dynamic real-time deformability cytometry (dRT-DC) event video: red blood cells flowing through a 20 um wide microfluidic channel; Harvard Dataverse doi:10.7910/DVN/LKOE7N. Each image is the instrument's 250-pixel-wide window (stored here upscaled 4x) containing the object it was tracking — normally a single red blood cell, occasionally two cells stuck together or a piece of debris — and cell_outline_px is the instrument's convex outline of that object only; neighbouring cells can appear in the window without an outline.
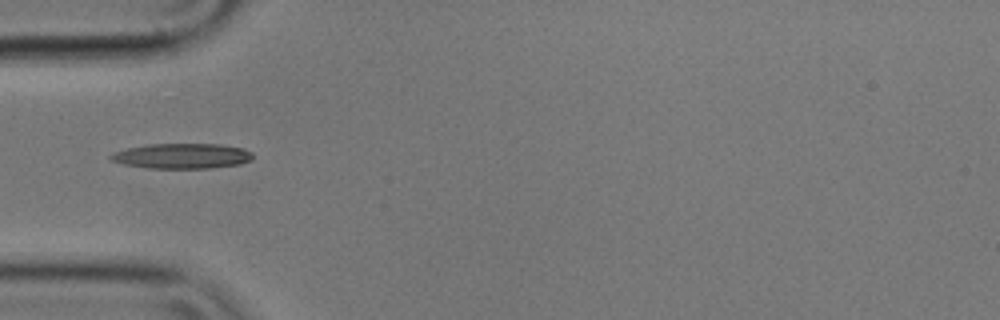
{"species": "common noctule bat (a hibernating species)", "species_latin": "Nyctalus noctula", "temperature_condition": "cold", "stored_images_in_passage": 16, "camera_frame_rate_fps": 3000, "um_per_image_px": 0.085, "animal": {"sex": "male", "body_mass_g": 17.9}, "frame": {"image": 1, "passage_image": 1, "time_ms": 0.0, "image_size_px": [1000, 320], "cell_outline_px": [[252, 160], [240, 164], [212, 168], [148, 168], [124, 164], [112, 160], [108, 156], [116, 152], [128, 148], [148, 144], [220, 144], [244, 148], [252, 152]], "centroid_in_image_um": [15.52, 13.26], "position_along_channel_um": 69.5, "area_um2": 20.81}}
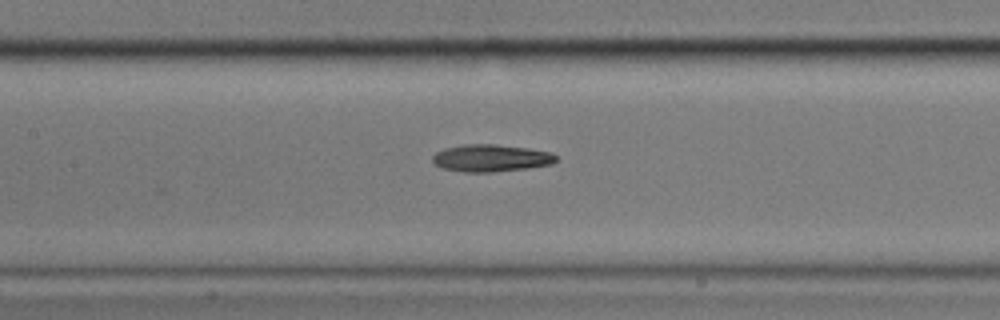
{"frame": {"image": 2, "passage_image": 9, "time_ms": 2.667, "image_size_px": [1000, 320], "cell_outline_px": [[556, 160], [552, 164], [528, 168], [492, 172], [464, 172], [440, 168], [432, 164], [432, 156], [436, 152], [444, 148], [464, 144], [496, 144], [528, 148], [552, 152], [556, 156]], "centroid_in_image_um": [41.69, 13.43], "position_along_channel_um": 165.7, "area_um2": 19.83}}
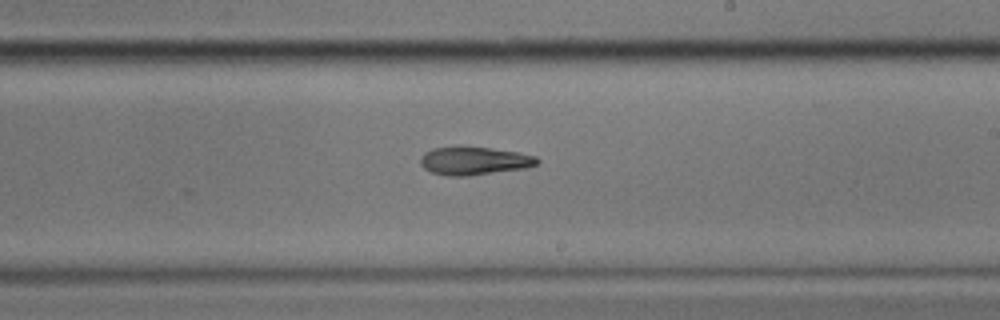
{"frame": {"image": 3, "passage_image": 16, "time_ms": 5.0, "image_size_px": [1000, 320], "cell_outline_px": [[540, 160], [536, 164], [528, 168], [468, 176], [448, 176], [432, 172], [424, 168], [420, 164], [420, 160], [424, 152], [432, 148], [488, 148], [516, 152], [536, 156]], "centroid_in_image_um": [40.32, 13.7], "position_along_channel_um": 248.7, "area_um2": 18.79}}